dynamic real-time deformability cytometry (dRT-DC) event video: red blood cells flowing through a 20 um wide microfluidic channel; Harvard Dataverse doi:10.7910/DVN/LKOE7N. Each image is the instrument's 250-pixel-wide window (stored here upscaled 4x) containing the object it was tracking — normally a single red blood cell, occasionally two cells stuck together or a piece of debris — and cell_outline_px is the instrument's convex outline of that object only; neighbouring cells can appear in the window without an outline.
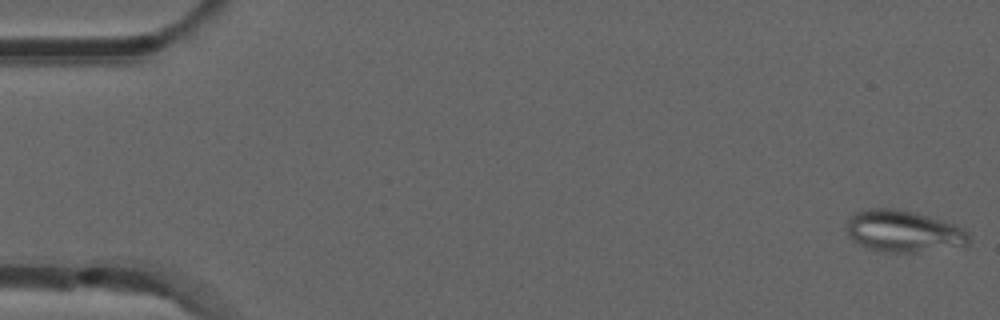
{"species": "common noctule bat (a hibernating species)", "species_latin": "Nyctalus noctula", "temperature_condition": "room temperature", "stored_images_in_passage": 53, "camera_frame_rate_fps": 3000, "um_per_image_px": 0.085, "animal": {"sex": "male", "forearm_length_mm": 52.5}, "frame": {"image": 1, "passage_image": 1, "time_ms": 0.0, "image_size_px": [1000, 320], "cell_outline_px": [[972, 240], [964, 248], [916, 252], [876, 252], [860, 244], [848, 232], [848, 220], [856, 212], [868, 208], [892, 208], [916, 212], [956, 224], [968, 232]], "centroid_in_image_um": [76.92, 19.67], "position_along_channel_um": 8.1, "area_um2": 30.17}}
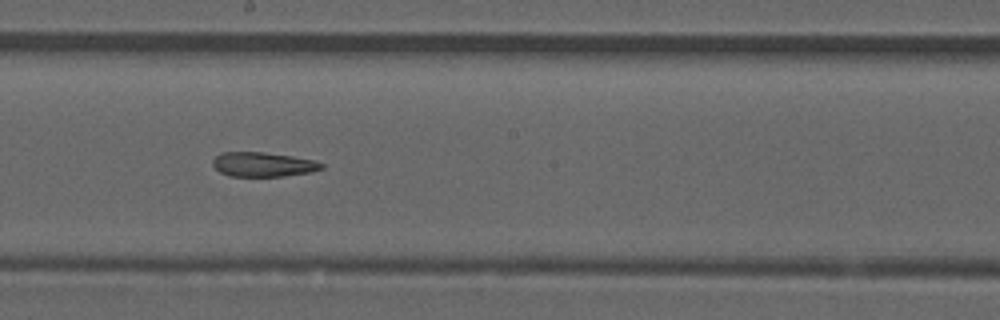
{"frame": {"image": 2, "passage_image": 29, "time_ms": 9.333, "image_size_px": [1000, 320], "cell_outline_px": [[324, 168], [312, 172], [284, 176], [228, 176], [220, 172], [212, 164], [212, 160], [220, 152], [264, 152], [292, 156], [312, 160], [324, 164]], "centroid_in_image_um": [22.35, 13.98], "position_along_channel_um": 225.8, "area_um2": 15.55}}
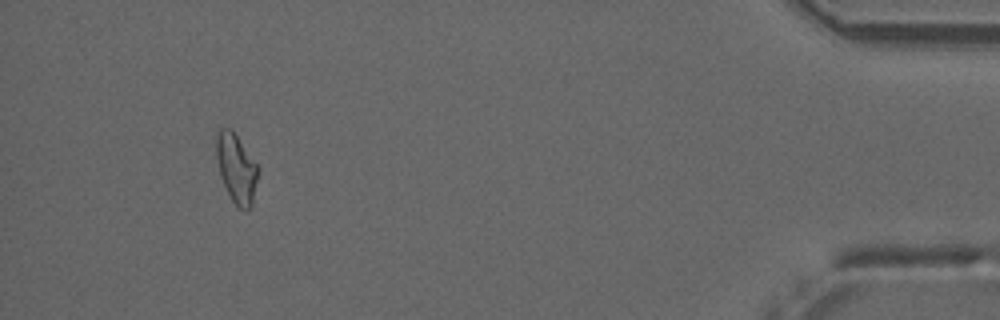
{"frame": {"image": 3, "passage_image": 49, "time_ms": 16.0, "image_size_px": [1000, 320], "cell_outline_px": [[260, 168], [252, 204], [248, 212], [240, 208], [232, 200], [220, 176], [216, 156], [216, 132], [220, 128], [232, 128]], "centroid_in_image_um": [20.1, 14.28], "position_along_channel_um": 415.1, "area_um2": 16.99}, "authors_computed_cell_mechanics": {"area_um2": 17.2244, "velocity_mm_per_s": 3.8711, "shape_relaxation_time_tau1_ms": null, "shape_relaxation_time_tau2_ms": 5.3497, "deformation_change_tau1": null, "deformation_change_tau2": 0.1417}}